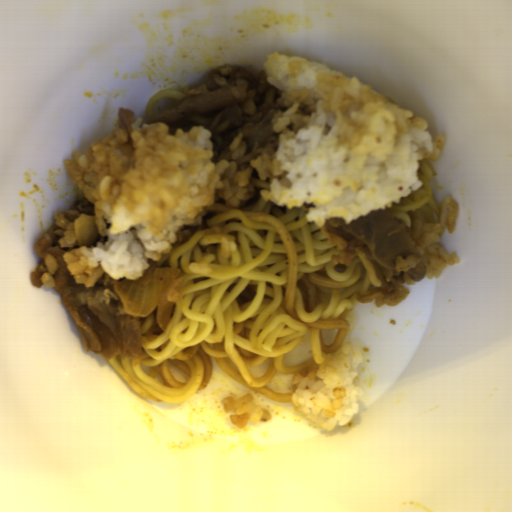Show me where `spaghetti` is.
I'll return each instance as SVG.
<instances>
[{
  "mask_svg": "<svg viewBox=\"0 0 512 512\" xmlns=\"http://www.w3.org/2000/svg\"><path fill=\"white\" fill-rule=\"evenodd\" d=\"M270 179L257 171L251 197L237 206L216 199L201 224L180 230L176 243L155 263L177 267L180 290L169 324L158 308L140 315L142 353L106 361L146 399L180 403L208 387L217 367L232 380L280 403L292 393L267 387L277 373L294 375L336 351L350 328L347 316L359 293L382 282L369 257L354 253L349 265L332 264L340 252L306 219V205L267 201ZM313 355L293 367L281 364L306 332Z\"/></svg>",
  "mask_w": 512,
  "mask_h": 512,
  "instance_id": "obj_1",
  "label": "spaghetti"
},
{
  "mask_svg": "<svg viewBox=\"0 0 512 512\" xmlns=\"http://www.w3.org/2000/svg\"><path fill=\"white\" fill-rule=\"evenodd\" d=\"M417 174L422 182L421 188L407 197H401L399 202H393L385 209L393 214L409 233L416 218L438 222L442 212L433 198V190L429 184L433 176L432 168L424 162Z\"/></svg>",
  "mask_w": 512,
  "mask_h": 512,
  "instance_id": "obj_2",
  "label": "spaghetti"
},
{
  "mask_svg": "<svg viewBox=\"0 0 512 512\" xmlns=\"http://www.w3.org/2000/svg\"><path fill=\"white\" fill-rule=\"evenodd\" d=\"M194 89L190 86L185 87L182 89V92L176 91V90H164V91H158L148 102L146 105L145 115L146 118L149 119L150 116H153V108L154 106L163 98H173L177 100H182L183 102L189 95L191 91Z\"/></svg>",
  "mask_w": 512,
  "mask_h": 512,
  "instance_id": "obj_3",
  "label": "spaghetti"
}]
</instances>
